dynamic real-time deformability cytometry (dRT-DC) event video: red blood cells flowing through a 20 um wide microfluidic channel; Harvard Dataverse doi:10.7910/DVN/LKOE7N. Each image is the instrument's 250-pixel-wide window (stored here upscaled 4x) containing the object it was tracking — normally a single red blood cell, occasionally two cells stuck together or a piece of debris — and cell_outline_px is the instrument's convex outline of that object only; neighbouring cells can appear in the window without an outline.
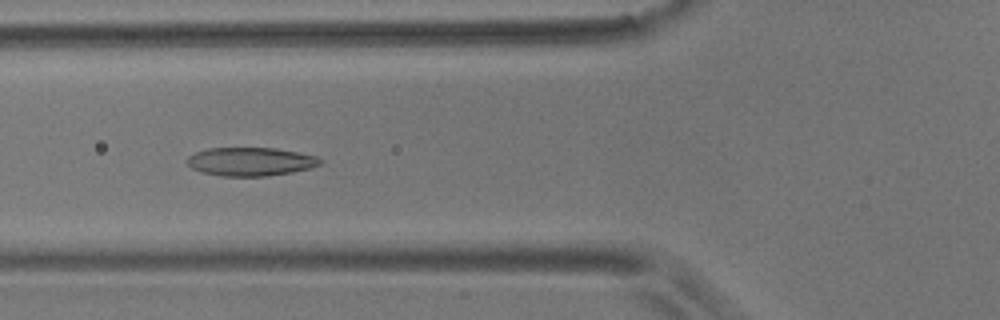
{"species": "common noctule bat (a hibernating species)", "species_latin": "Nyctalus noctula", "temperature_condition": "room temperature", "stored_images_in_passage": 7, "camera_frame_rate_fps": 3000, "um_per_image_px": 0.085, "animal": {"sex": "male", "body_mass_g": 17.9}, "frame": {"image": 1, "passage_image": 6, "time_ms": 1.667, "image_size_px": [1000, 320], "cell_outline_px": [[324, 160], [320, 164], [312, 168], [292, 172], [268, 176], [220, 176], [204, 172], [192, 168], [184, 160], [188, 156], [196, 152], [208, 148], [276, 148], [316, 156]], "centroid_in_image_um": [21.3, 13.74], "position_along_channel_um": 104.5, "area_um2": 22.14}}